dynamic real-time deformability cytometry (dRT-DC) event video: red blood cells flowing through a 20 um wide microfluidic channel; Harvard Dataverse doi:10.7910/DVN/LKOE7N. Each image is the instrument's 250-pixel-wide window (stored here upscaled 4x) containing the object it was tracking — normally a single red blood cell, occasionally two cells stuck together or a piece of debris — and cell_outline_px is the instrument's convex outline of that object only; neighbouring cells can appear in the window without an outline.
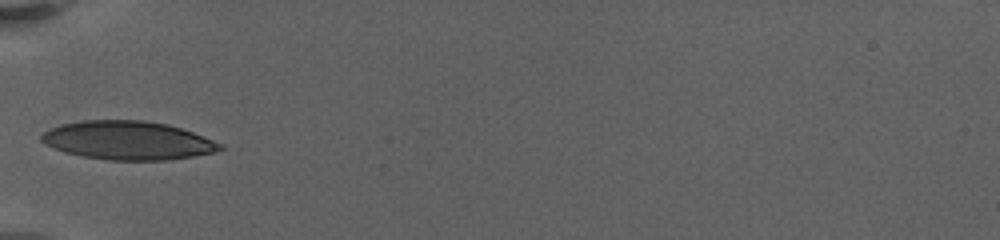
{"species": "human", "species_latin": "Homo sapiens", "temperature_condition": "warm", "stored_images_in_passage": 4, "camera_frame_rate_fps": 3000, "um_per_image_px": 0.085, "donor": {"sex": "female"}, "frame": {"image": 1, "passage_image": 1, "time_ms": 0.0, "image_size_px": [1000, 240], "cell_outline_px": [[224, 148], [212, 152], [192, 156], [168, 160], [108, 160], [84, 156], [64, 152], [44, 144], [40, 140], [40, 136], [44, 132], [60, 124], [80, 120], [144, 120], [168, 124], [192, 132], [224, 144]], "centroid_in_image_um": [10.84, 11.93], "position_along_channel_um": 74.2, "area_um2": 40.11}}